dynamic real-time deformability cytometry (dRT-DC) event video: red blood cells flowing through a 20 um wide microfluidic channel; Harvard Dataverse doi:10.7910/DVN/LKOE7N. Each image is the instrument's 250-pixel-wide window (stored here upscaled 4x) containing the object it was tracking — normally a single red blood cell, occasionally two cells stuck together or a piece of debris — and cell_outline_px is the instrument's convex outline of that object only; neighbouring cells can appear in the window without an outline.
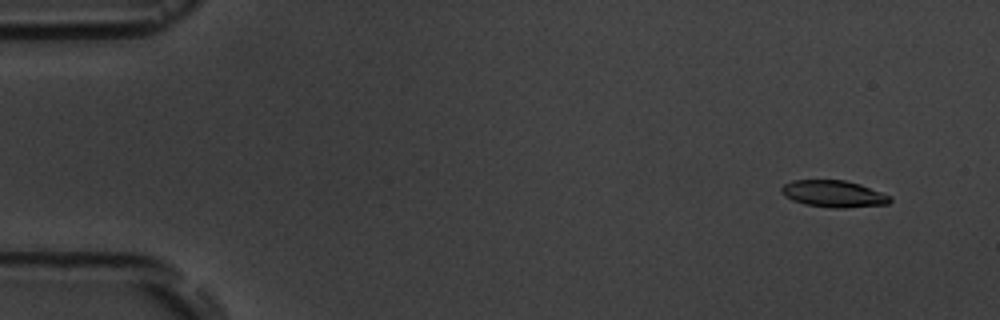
{"species": "common noctule bat (a hibernating species)", "species_latin": "Nyctalus noctula", "temperature_condition": "room temperature", "stored_images_in_passage": 10, "camera_frame_rate_fps": 3000, "um_per_image_px": 0.085, "animal": {"sex": "male", "body_mass_g": 19.5, "forearm_length_mm": 54.6}, "frame": {"image": 1, "passage_image": 1, "time_ms": 0.0, "image_size_px": [1000, 320], "cell_outline_px": [[892, 200], [888, 204], [844, 208], [832, 208], [804, 204], [792, 200], [784, 196], [780, 192], [780, 188], [784, 184], [792, 180], [844, 180], [860, 184], [892, 196]], "centroid_in_image_um": [70.85, 16.48], "position_along_channel_um": 14.2, "area_um2": 17.11}}
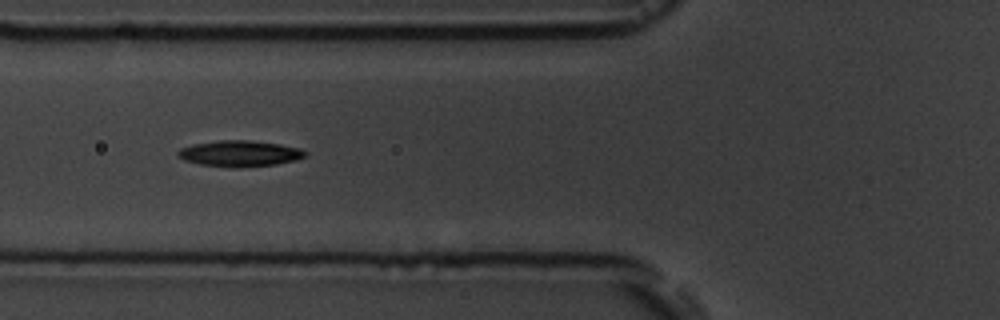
{"frame": {"image": 2, "passage_image": 6, "time_ms": 5.667, "image_size_px": [1000, 320], "cell_outline_px": [[308, 156], [296, 160], [276, 164], [240, 168], [236, 168], [200, 164], [184, 160], [176, 156], [176, 152], [180, 148], [192, 144], [220, 140], [248, 140], [280, 144], [300, 148], [308, 152]], "centroid_in_image_um": [20.38, 13.05], "position_along_channel_um": 105.4, "area_um2": 19.54}}
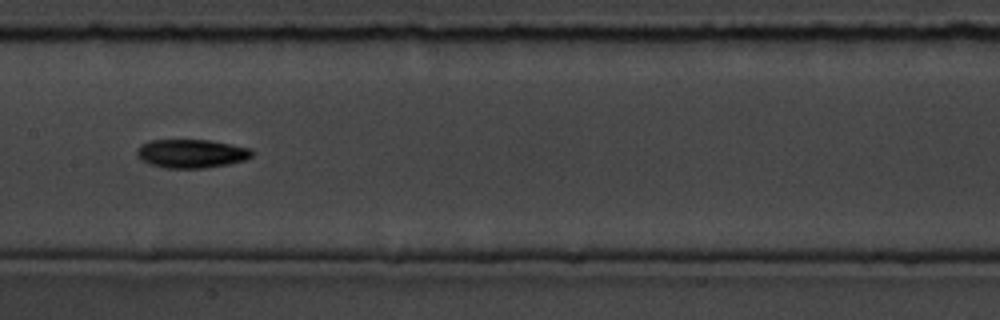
{"frame": {"image": 3, "passage_image": 8, "time_ms": 8.0, "image_size_px": [1000, 320], "cell_outline_px": [[252, 156], [244, 160], [228, 164], [204, 168], [164, 168], [148, 164], [136, 156], [136, 148], [140, 144], [148, 140], [208, 140], [232, 144], [252, 148]], "centroid_in_image_um": [16.22, 13.05], "position_along_channel_um": 191.2, "area_um2": 19.42}}